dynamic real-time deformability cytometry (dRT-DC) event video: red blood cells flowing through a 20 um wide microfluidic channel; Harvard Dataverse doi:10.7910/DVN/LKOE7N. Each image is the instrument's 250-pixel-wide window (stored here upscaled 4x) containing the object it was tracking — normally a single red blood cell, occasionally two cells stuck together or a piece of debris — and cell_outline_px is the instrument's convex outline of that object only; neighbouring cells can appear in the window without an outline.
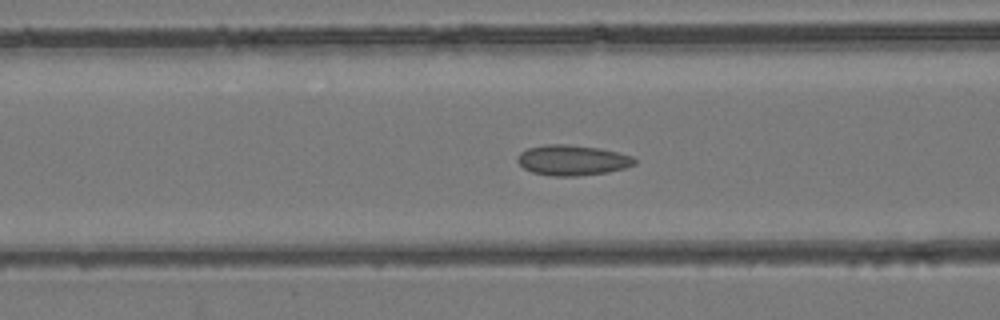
{"species": "common noctule bat (a hibernating species)", "species_latin": "Nyctalus noctula", "temperature_condition": "room temperature", "stored_images_in_passage": 47, "camera_frame_rate_fps": 3000, "um_per_image_px": 0.085, "animal": {"sex": "female", "body_mass_g": 24.6, "forearm_length_mm": 56.2}, "frame": {"image": 1, "passage_image": 19, "time_ms": 6.0, "image_size_px": [1000, 320], "cell_outline_px": [[636, 164], [624, 168], [608, 172], [576, 176], [552, 176], [532, 172], [524, 168], [516, 160], [520, 152], [528, 148], [544, 144], [568, 144], [600, 148], [632, 156], [636, 160]], "centroid_in_image_um": [48.64, 13.61], "position_along_channel_um": 118.0, "area_um2": 20.75}}
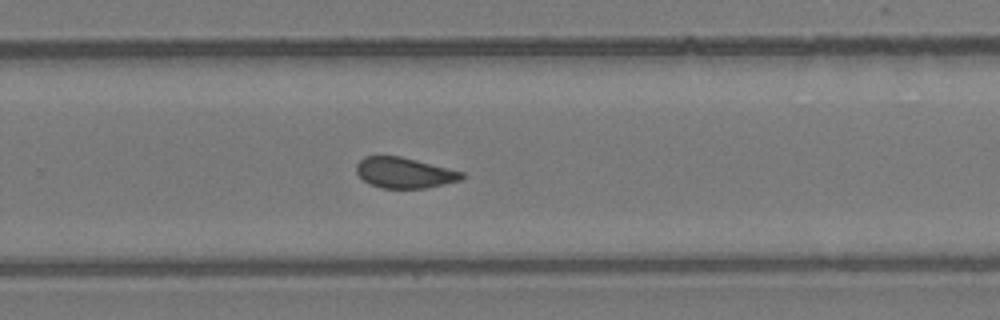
{"frame": {"image": 2, "passage_image": 31, "time_ms": 10.0, "image_size_px": [1000, 320], "cell_outline_px": [[464, 176], [460, 180], [444, 184], [424, 188], [380, 188], [368, 184], [356, 172], [356, 164], [364, 156], [400, 156], [464, 172]], "centroid_in_image_um": [34.34, 14.69], "position_along_channel_um": 295.5, "area_um2": 18.73}}
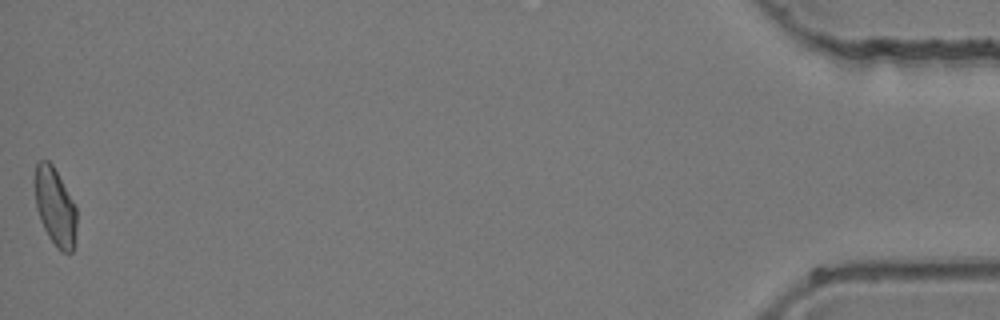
{"frame": {"image": 3, "passage_image": 47, "time_ms": 15.333, "image_size_px": [1000, 320], "cell_outline_px": [[76, 228], [72, 252], [60, 252], [56, 248], [48, 236], [40, 220], [36, 208], [32, 180], [36, 164], [40, 160], [48, 160], [52, 164], [76, 208]], "centroid_in_image_um": [4.63, 17.56], "position_along_channel_um": 430.6, "area_um2": 19.13}}